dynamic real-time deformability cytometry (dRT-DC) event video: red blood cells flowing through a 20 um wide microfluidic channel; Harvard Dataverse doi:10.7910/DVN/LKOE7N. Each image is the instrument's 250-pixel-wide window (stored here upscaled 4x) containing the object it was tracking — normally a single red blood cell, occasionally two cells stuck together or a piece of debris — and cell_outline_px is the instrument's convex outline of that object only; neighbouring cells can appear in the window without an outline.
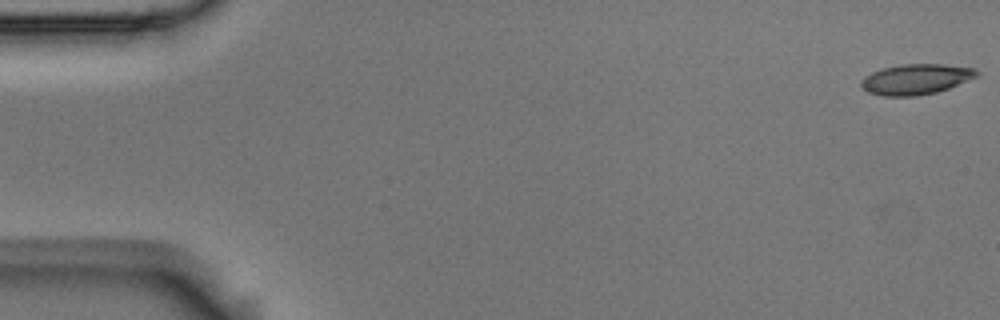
{"species": "Egyptian fruit bat (a non-hibernating species)", "species_latin": "Rousettus aegyptiacus", "temperature_condition": "room temperature", "stored_images_in_passage": 6, "camera_frame_rate_fps": 3000, "um_per_image_px": 0.085, "animal": {"sex": "male"}, "frame": {"image": 1, "passage_image": 1, "time_ms": 0.0, "image_size_px": [1000, 320], "cell_outline_px": [[980, 72], [976, 76], [948, 88], [936, 92], [916, 96], [884, 96], [868, 92], [860, 84], [860, 80], [864, 76], [872, 72], [884, 68], [900, 64], [944, 64], [976, 68]], "centroid_in_image_um": [77.84, 6.72], "position_along_channel_um": 7.2, "area_um2": 20.4}}